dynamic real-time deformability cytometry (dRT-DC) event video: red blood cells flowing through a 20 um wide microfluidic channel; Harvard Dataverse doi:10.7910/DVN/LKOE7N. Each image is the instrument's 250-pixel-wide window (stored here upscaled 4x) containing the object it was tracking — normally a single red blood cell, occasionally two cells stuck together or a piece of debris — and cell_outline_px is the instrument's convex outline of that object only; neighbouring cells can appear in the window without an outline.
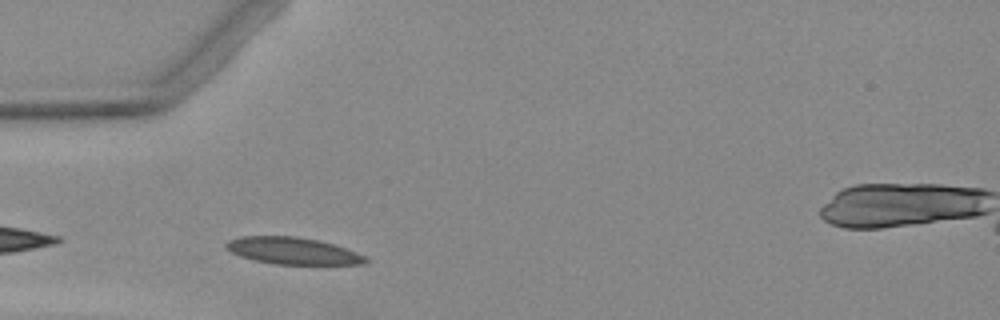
{"species": "Egyptian fruit bat (a non-hibernating species)", "species_latin": "Rousettus aegyptiacus", "temperature_condition": "warm", "stored_images_in_passage": 3, "camera_frame_rate_fps": 3000, "um_per_image_px": 0.085, "animal": {"sex": "female"}, "frame": {"image": 1, "passage_image": 2, "time_ms": 1.333, "image_size_px": [1000, 320], "cell_outline_px": [[368, 260], [360, 264], [272, 264], [252, 260], [240, 256], [232, 252], [224, 244], [228, 240], [240, 236], [296, 236], [320, 240], [356, 252], [364, 256]], "centroid_in_image_um": [24.83, 21.31], "position_along_channel_um": 60.2, "area_um2": 21.73}}
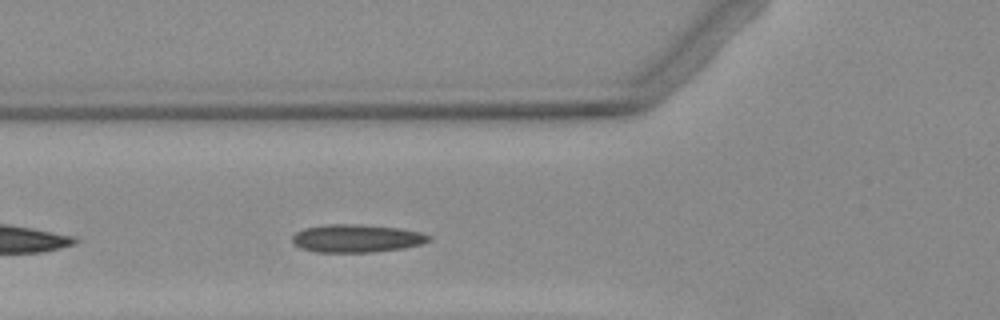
{"frame": {"image": 2, "passage_image": 3, "time_ms": 2.333, "image_size_px": [1000, 320], "cell_outline_px": [[432, 240], [420, 244], [404, 248], [372, 252], [316, 252], [300, 248], [292, 240], [292, 236], [296, 232], [304, 228], [328, 224], [360, 224], [400, 228], [420, 232], [432, 236]], "centroid_in_image_um": [30.33, 20.26], "position_along_channel_um": 95.5, "area_um2": 22.31}}